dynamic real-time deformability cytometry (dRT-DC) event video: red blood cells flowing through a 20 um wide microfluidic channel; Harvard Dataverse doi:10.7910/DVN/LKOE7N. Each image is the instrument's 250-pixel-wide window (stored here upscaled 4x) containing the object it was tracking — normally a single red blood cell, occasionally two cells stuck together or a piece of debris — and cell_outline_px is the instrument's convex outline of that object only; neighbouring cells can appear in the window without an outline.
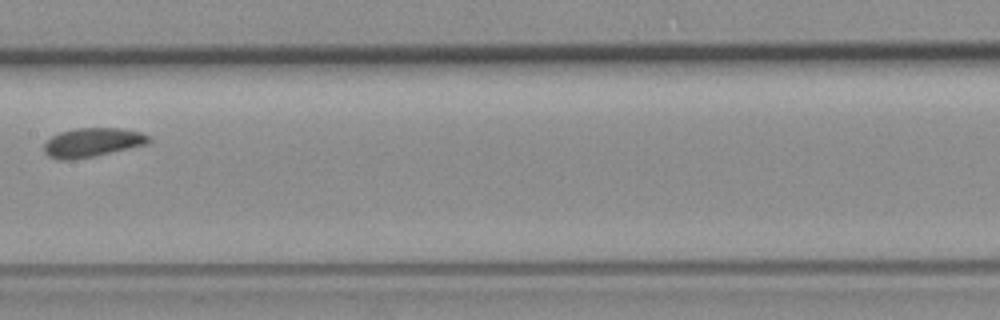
{"species": "common noctule bat (a hibernating species)", "species_latin": "Nyctalus noctula", "temperature_condition": "room temperature", "stored_images_in_passage": 9, "camera_frame_rate_fps": 3000, "um_per_image_px": 0.085, "animal": {"sex": "female", "body_mass_g": 19.3, "forearm_length_mm": 54.1}, "frame": {"image": 1, "passage_image": 7, "time_ms": 8.0, "image_size_px": [1000, 320], "cell_outline_px": [[152, 140], [148, 144], [92, 156], [72, 160], [60, 160], [48, 156], [44, 152], [44, 144], [52, 136], [60, 132], [76, 128], [120, 128], [140, 132], [152, 136]], "centroid_in_image_um": [7.87, 12.1], "position_along_channel_um": 199.5, "area_um2": 17.69}}
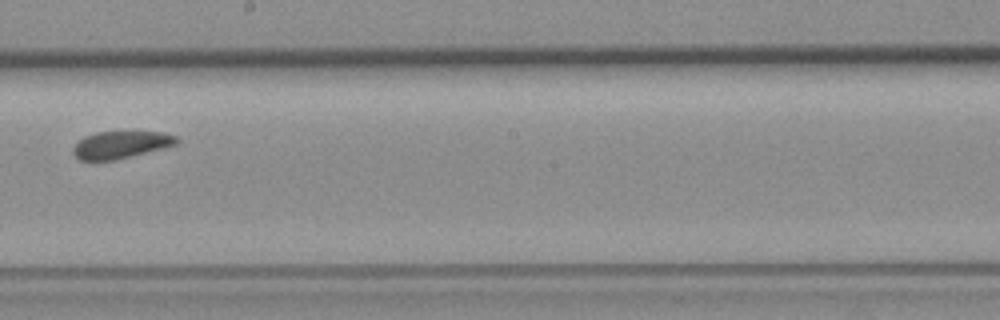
{"frame": {"image": 2, "passage_image": 8, "time_ms": 9.0, "image_size_px": [1000, 320], "cell_outline_px": [[180, 140], [176, 144], [116, 160], [80, 160], [72, 152], [72, 148], [84, 136], [96, 132], [164, 132], [176, 136]], "centroid_in_image_um": [10.25, 12.3], "position_along_channel_um": 237.9, "area_um2": 16.24}}
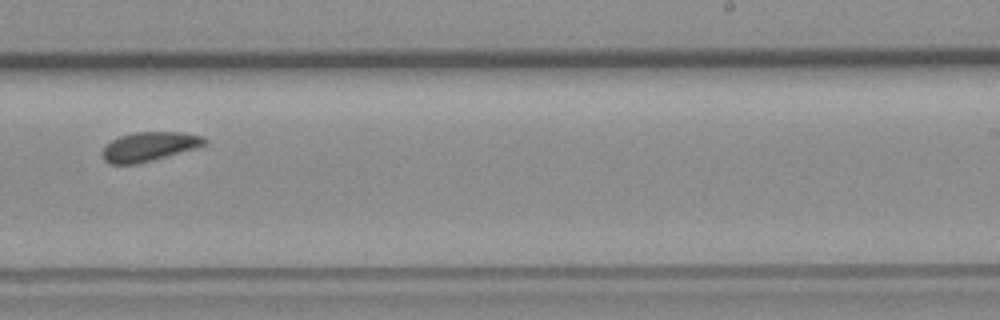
{"frame": {"image": 3, "passage_image": 9, "time_ms": 10.0, "image_size_px": [1000, 320], "cell_outline_px": [[208, 144], [196, 148], [136, 164], [108, 164], [104, 160], [104, 148], [112, 140], [120, 136], [136, 132], [184, 132], [204, 136], [208, 140]], "centroid_in_image_um": [12.74, 12.44], "position_along_channel_um": 276.3, "area_um2": 17.22}}